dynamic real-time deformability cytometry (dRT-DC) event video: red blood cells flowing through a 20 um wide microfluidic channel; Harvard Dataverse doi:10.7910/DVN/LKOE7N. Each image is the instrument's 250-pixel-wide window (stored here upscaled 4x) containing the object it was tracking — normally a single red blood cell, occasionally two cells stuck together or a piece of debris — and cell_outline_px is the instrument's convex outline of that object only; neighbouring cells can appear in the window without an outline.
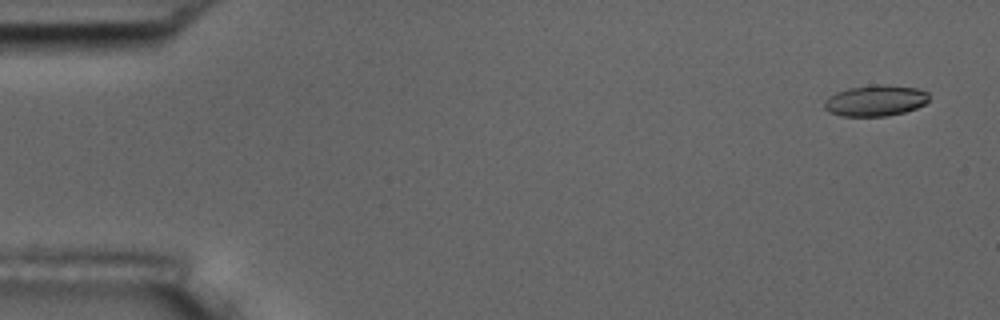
{"species": "common noctule bat (a hibernating species)", "species_latin": "Nyctalus noctula", "temperature_condition": "room temperature", "stored_images_in_passage": 6, "camera_frame_rate_fps": 3000, "um_per_image_px": 0.085, "animal": {"sex": "male", "body_mass_g": 17.5, "forearm_length_mm": 52.3}, "frame": {"image": 1, "passage_image": 1, "time_ms": 0.0, "image_size_px": [1000, 320], "cell_outline_px": [[928, 100], [924, 104], [916, 108], [904, 112], [888, 116], [840, 116], [828, 112], [824, 108], [824, 100], [828, 96], [836, 92], [848, 88], [880, 84], [884, 84], [916, 88], [928, 92]], "centroid_in_image_um": [74.38, 8.55], "position_along_channel_um": 10.6, "area_um2": 19.02}}
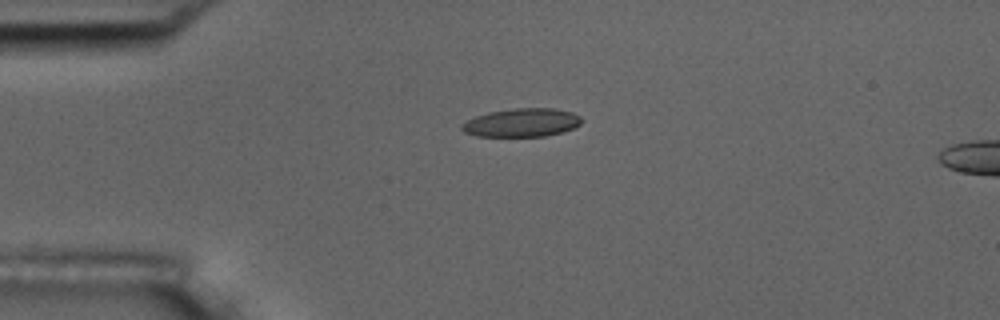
{"frame": {"image": 2, "passage_image": 4, "time_ms": 3.667, "image_size_px": [1000, 320], "cell_outline_px": [[584, 120], [580, 124], [564, 132], [544, 136], [476, 136], [464, 132], [460, 128], [460, 124], [476, 116], [488, 112], [516, 108], [556, 108], [572, 112], [580, 116]], "centroid_in_image_um": [44.36, 10.42], "position_along_channel_um": 40.6, "area_um2": 19.94}}